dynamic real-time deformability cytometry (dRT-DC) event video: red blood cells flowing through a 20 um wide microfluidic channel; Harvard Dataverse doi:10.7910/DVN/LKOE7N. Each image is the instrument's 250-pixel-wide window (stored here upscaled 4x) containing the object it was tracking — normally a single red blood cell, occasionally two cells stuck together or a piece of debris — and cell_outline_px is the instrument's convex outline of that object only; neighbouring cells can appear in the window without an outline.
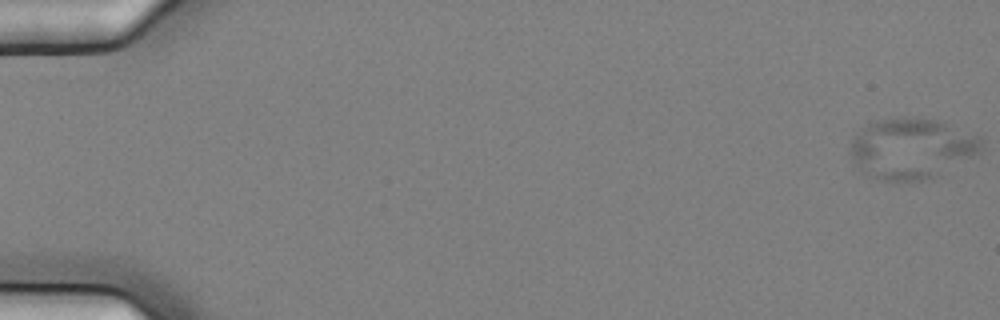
{"species": "common noctule bat (a hibernating species)", "species_latin": "Nyctalus noctula", "temperature_condition": "cold", "stored_images_in_passage": 6, "camera_frame_rate_fps": 3000, "um_per_image_px": 0.085, "animal": {"sex": "female", "body_mass_g": 25.1}, "frame": {"image": 1, "passage_image": 1, "time_ms": 0.0, "image_size_px": [1000, 320], "cell_outline_px": [[984, 144], [980, 152], [940, 176], [932, 180], [892, 184], [864, 176], [856, 168], [848, 152], [852, 140], [860, 128], [872, 120], [920, 116], [924, 116], [936, 120], [980, 136], [984, 140]], "centroid_in_image_um": [77.44, 12.67], "position_along_channel_um": 7.6, "area_um2": 48.26}}